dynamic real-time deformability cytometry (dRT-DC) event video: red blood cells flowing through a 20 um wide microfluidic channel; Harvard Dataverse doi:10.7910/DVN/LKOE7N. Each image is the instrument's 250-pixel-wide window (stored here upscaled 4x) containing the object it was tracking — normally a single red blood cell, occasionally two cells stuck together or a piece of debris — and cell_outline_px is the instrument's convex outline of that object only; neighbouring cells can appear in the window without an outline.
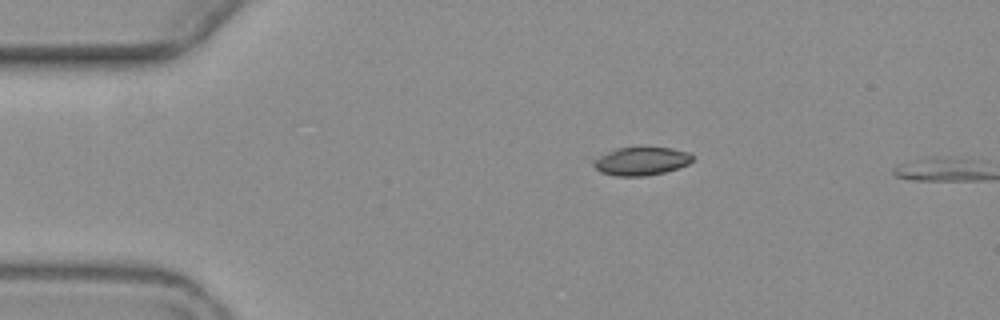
{"species": "common noctule bat (a hibernating species)", "species_latin": "Nyctalus noctula", "temperature_condition": "warm", "stored_images_in_passage": 2, "camera_frame_rate_fps": 3000, "um_per_image_px": 0.085, "animal": {"sex": "female", "body_mass_g": 19.3, "forearm_length_mm": 54.1}, "frame": {"image": 1, "passage_image": 1, "time_ms": 0.0, "image_size_px": [1000, 320], "cell_outline_px": [[692, 160], [688, 164], [664, 172], [644, 176], [616, 176], [600, 172], [592, 164], [592, 160], [616, 148], [672, 148], [688, 152], [692, 156]], "centroid_in_image_um": [54.48, 13.71], "position_along_channel_um": 30.5, "area_um2": 16.01}}